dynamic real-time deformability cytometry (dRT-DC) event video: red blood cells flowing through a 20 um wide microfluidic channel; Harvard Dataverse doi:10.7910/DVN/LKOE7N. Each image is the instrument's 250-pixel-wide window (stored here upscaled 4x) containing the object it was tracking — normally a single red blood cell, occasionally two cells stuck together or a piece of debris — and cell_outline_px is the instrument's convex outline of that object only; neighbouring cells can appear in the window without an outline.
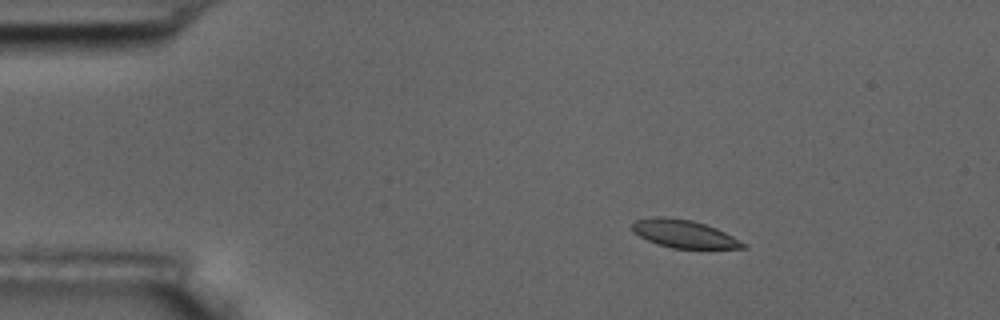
{"species": "common noctule bat (a hibernating species)", "species_latin": "Nyctalus noctula", "temperature_condition": "room temperature", "stored_images_in_passage": 4, "camera_frame_rate_fps": 3000, "um_per_image_px": 0.085, "animal": {"sex": "male", "body_mass_g": 17.5, "forearm_length_mm": 52.3}, "frame": {"image": 1, "passage_image": 2, "time_ms": 2.0, "image_size_px": [1000, 320], "cell_outline_px": [[748, 248], [672, 248], [656, 244], [640, 236], [632, 228], [632, 224], [636, 220], [652, 216], [664, 216], [692, 220], [716, 228], [748, 244]], "centroid_in_image_um": [58.15, 19.87], "position_along_channel_um": 26.8, "area_um2": 17.92}}